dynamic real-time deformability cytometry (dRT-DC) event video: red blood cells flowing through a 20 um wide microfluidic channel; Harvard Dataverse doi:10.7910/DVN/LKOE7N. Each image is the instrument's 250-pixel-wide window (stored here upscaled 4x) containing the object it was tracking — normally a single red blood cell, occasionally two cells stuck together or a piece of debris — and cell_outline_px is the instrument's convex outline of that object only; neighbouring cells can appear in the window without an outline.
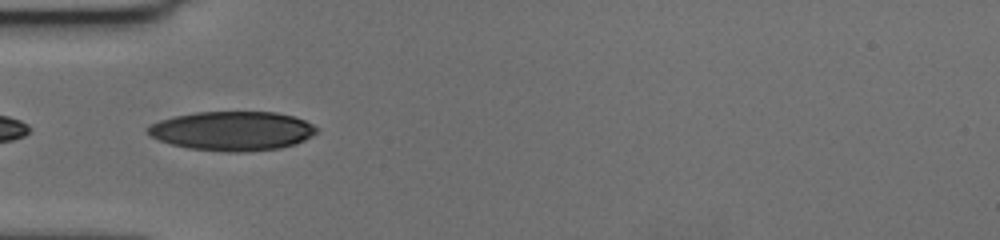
{"species": "human", "species_latin": "Homo sapiens", "temperature_condition": "cold", "stored_images_in_passage": 39, "camera_frame_rate_fps": 3000, "um_per_image_px": 0.085, "donor": {"sex": "female"}, "frame": {"image": 1, "passage_image": 1, "time_ms": 0.0, "image_size_px": [1000, 240], "cell_outline_px": [[316, 132], [312, 136], [296, 144], [280, 148], [252, 152], [224, 152], [188, 148], [172, 144], [160, 140], [152, 136], [144, 128], [148, 124], [160, 120], [176, 116], [196, 112], [276, 112], [292, 116], [304, 120], [312, 124], [316, 128]], "centroid_in_image_um": [19.74, 11.14], "position_along_channel_um": 65.3, "area_um2": 38.67}}
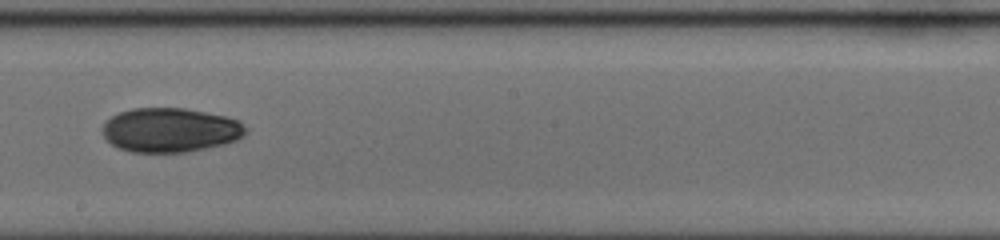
{"frame": {"image": 2, "passage_image": 15, "time_ms": 4.667, "image_size_px": [1000, 240], "cell_outline_px": [[248, 128], [244, 136], [236, 140], [224, 144], [188, 152], [128, 152], [116, 148], [104, 136], [100, 128], [112, 116], [120, 112], [132, 108], [184, 108], [224, 116], [240, 120]], "centroid_in_image_um": [14.47, 11.06], "position_along_channel_um": 233.7, "area_um2": 37.17}}
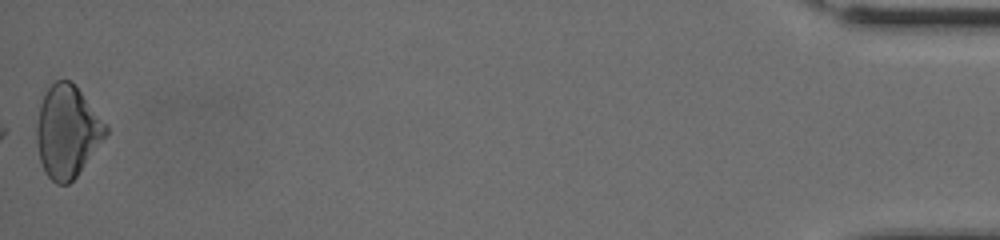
{"frame": {"image": 3, "passage_image": 39, "time_ms": 12.667, "image_size_px": [1000, 240], "cell_outline_px": [[108, 132], [76, 176], [68, 184], [56, 184], [44, 172], [40, 160], [36, 140], [36, 124], [40, 104], [44, 92], [56, 80], [72, 80], [108, 124]], "centroid_in_image_um": [5.71, 11.14], "position_along_channel_um": 429.5, "area_um2": 37.17}, "authors_computed_cell_mechanics": {"area_um2": 36.5296, "velocity_mm_per_s": 3.6487, "shape_relaxation_time_tau1_ms": 3.1294, "shape_relaxation_time_tau2_ms": 9.9656, "deformation_change_tau1": 0.1148, "deformation_change_tau2": 0.1375}}